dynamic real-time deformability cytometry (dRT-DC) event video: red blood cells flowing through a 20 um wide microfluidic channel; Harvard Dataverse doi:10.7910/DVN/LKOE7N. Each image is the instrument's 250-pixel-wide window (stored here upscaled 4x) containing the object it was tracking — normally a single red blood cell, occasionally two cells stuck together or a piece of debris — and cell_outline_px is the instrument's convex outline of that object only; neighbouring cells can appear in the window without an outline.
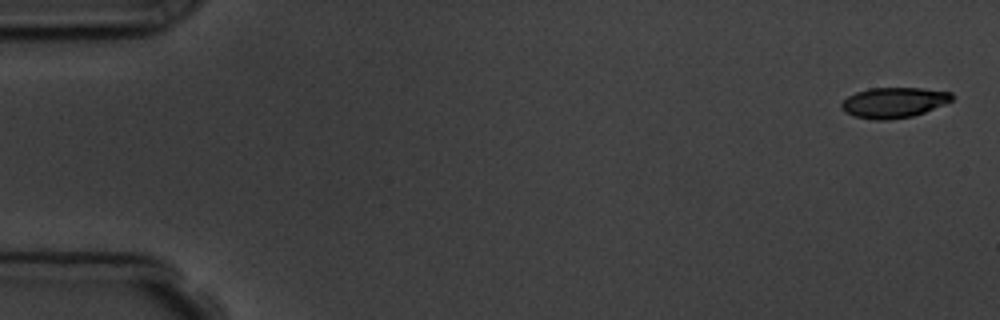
{"species": "common noctule bat (a hibernating species)", "species_latin": "Nyctalus noctula", "temperature_condition": "room temperature", "stored_images_in_passage": 5, "camera_frame_rate_fps": 3000, "um_per_image_px": 0.085, "animal": {"sex": "male", "body_mass_g": 19.5, "forearm_length_mm": 54.6}, "frame": {"image": 1, "passage_image": 1, "time_ms": 0.0, "image_size_px": [1000, 320], "cell_outline_px": [[952, 100], [944, 104], [924, 112], [912, 116], [888, 120], [876, 120], [856, 116], [844, 112], [840, 104], [848, 96], [856, 92], [868, 88], [920, 88], [952, 92]], "centroid_in_image_um": [75.95, 8.71], "position_along_channel_um": 9.0, "area_um2": 19.42}}
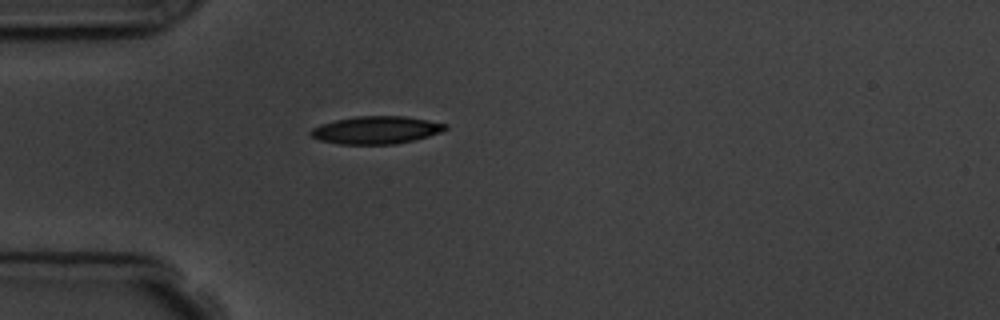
{"frame": {"image": 2, "passage_image": 5, "time_ms": 4.667, "image_size_px": [1000, 320], "cell_outline_px": [[448, 128], [440, 132], [428, 136], [396, 144], [340, 144], [320, 140], [312, 136], [308, 132], [312, 128], [320, 124], [336, 120], [356, 116], [404, 116], [428, 120], [448, 124]], "centroid_in_image_um": [31.97, 11.05], "position_along_channel_um": 53.0, "area_um2": 21.62}}